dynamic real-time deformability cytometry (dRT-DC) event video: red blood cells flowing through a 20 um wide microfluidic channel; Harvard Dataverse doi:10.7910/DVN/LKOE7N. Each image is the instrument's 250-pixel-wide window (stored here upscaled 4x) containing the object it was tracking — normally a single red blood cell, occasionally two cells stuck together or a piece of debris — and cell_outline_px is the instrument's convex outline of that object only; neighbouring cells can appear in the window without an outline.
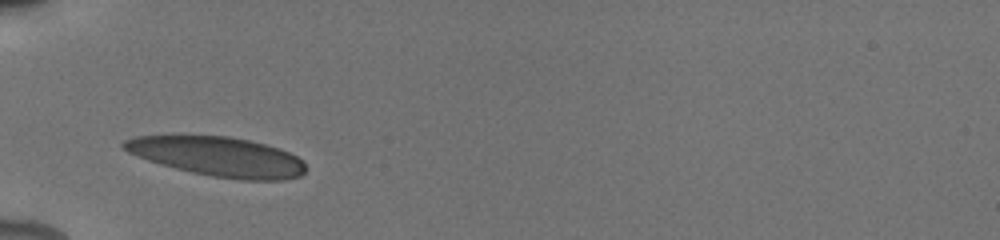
{"species": "human", "species_latin": "Homo sapiens", "temperature_condition": "cold", "stored_images_in_passage": 53, "camera_frame_rate_fps": 3000, "um_per_image_px": 0.085, "donor": {"sex": "male"}, "frame": {"image": 1, "passage_image": 1, "time_ms": 0.0, "image_size_px": [1000, 240], "cell_outline_px": [[308, 168], [300, 176], [284, 180], [244, 180], [212, 176], [192, 172], [160, 164], [148, 160], [128, 152], [120, 148], [120, 144], [124, 140], [136, 136], [172, 132], [228, 136], [248, 140], [280, 148], [304, 160]], "centroid_in_image_um": [18.44, 13.25], "position_along_channel_um": 66.6, "area_um2": 43.12}}
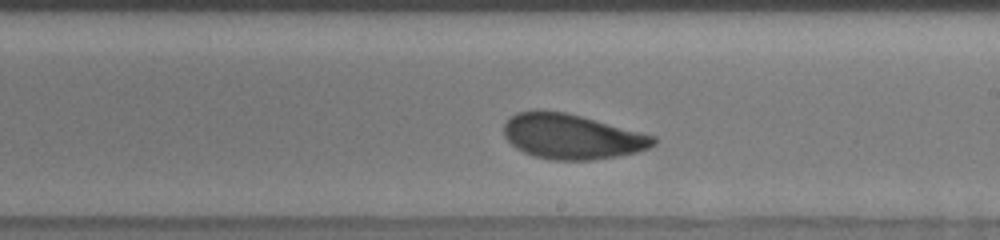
{"frame": {"image": 2, "passage_image": 24, "time_ms": 4.667, "image_size_px": [1000, 240], "cell_outline_px": [[656, 144], [648, 148], [636, 152], [616, 156], [592, 160], [552, 160], [536, 156], [524, 152], [516, 148], [504, 136], [504, 124], [516, 112], [536, 108], [564, 112], [580, 116], [656, 136]], "centroid_in_image_um": [48.57, 11.59], "position_along_channel_um": 240.4, "area_um2": 39.19}}
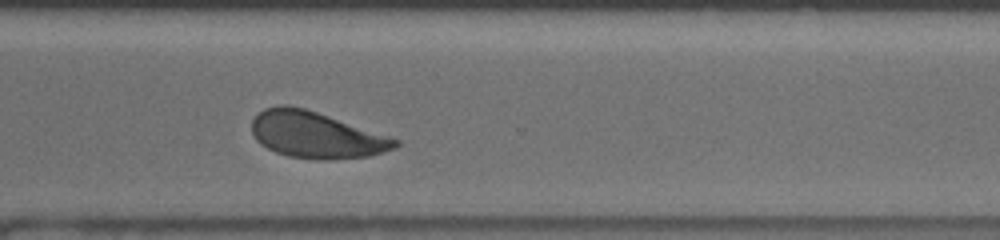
{"frame": {"image": 3, "passage_image": 38, "time_ms": 7.333, "image_size_px": [1000, 240], "cell_outline_px": [[400, 144], [396, 148], [368, 156], [324, 160], [288, 156], [276, 152], [260, 144], [256, 140], [252, 132], [252, 120], [264, 108], [276, 104], [288, 104], [304, 108], [400, 140]], "centroid_in_image_um": [26.83, 11.46], "position_along_channel_um": 343.8, "area_um2": 38.44}, "authors_computed_cell_mechanics": {"area_um2": 39.5352, "velocity_mm_per_s": 3.8701, "shape_relaxation_time_tau1_ms": 2.3373, "shape_relaxation_time_tau2_ms": 1.3302, "deformation_change_tau1": 0.1292, "deformation_change_tau2": 0.0777}}